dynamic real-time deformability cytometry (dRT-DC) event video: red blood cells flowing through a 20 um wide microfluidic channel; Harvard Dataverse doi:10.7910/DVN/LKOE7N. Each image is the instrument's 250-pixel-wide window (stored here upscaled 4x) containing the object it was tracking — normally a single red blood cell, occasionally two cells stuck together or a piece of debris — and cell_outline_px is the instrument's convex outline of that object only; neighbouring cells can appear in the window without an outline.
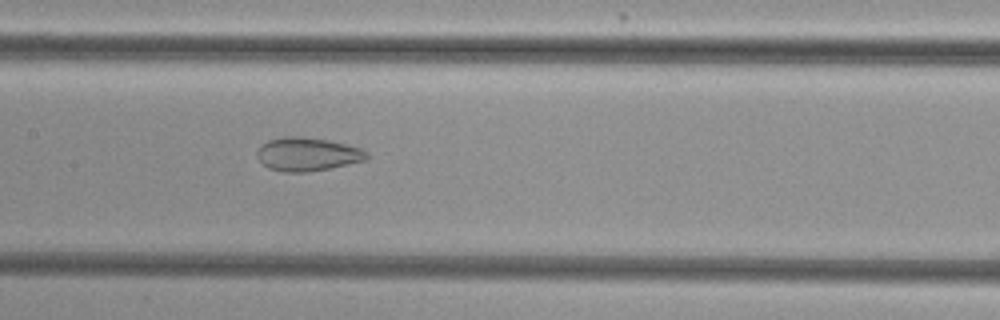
{"species": "common noctule bat (a hibernating species)", "species_latin": "Nyctalus noctula", "temperature_condition": "cold", "stored_images_in_passage": 44, "camera_frame_rate_fps": 3000, "um_per_image_px": 0.085, "animal": {"sex": "female", "body_mass_g": 29.2, "forearm_length_mm": 56.3}, "frame": {"image": 1, "passage_image": 17, "time_ms": 5.333, "image_size_px": [1000, 320], "cell_outline_px": [[368, 160], [308, 172], [284, 172], [268, 168], [256, 156], [256, 152], [268, 140], [284, 136], [300, 136], [328, 140], [360, 148], [368, 152]], "centroid_in_image_um": [26.14, 13.11], "position_along_channel_um": 181.3, "area_um2": 21.27}}
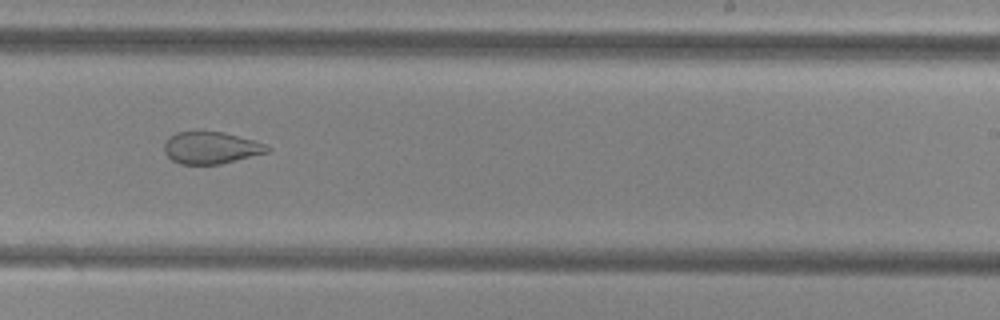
{"frame": {"image": 2, "passage_image": 24, "time_ms": 7.667, "image_size_px": [1000, 320], "cell_outline_px": [[272, 148], [268, 152], [220, 164], [180, 164], [172, 160], [164, 152], [164, 144], [176, 132], [224, 132], [252, 140], [264, 144]], "centroid_in_image_um": [17.93, 12.57], "position_along_channel_um": 271.1, "area_um2": 18.9}}
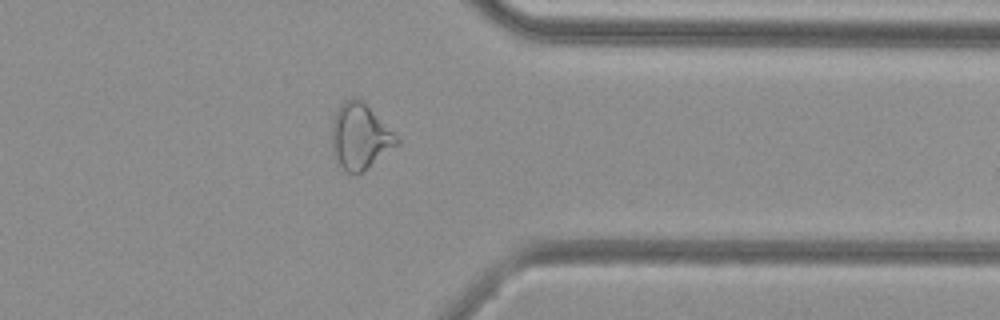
{"frame": {"image": 3, "passage_image": 33, "time_ms": 10.667, "image_size_px": [1000, 320], "cell_outline_px": [[400, 144], [356, 176], [344, 172], [332, 156], [332, 120], [340, 104], [344, 100], [352, 96], [360, 100], [400, 140]], "centroid_in_image_um": [30.54, 11.66], "position_along_channel_um": 380.9, "area_um2": 24.74}, "authors_computed_cell_mechanics": {"area_um2": 24.5072, "velocity_mm_per_s": 3.8619, "shape_relaxation_time_tau1_ms": null, "shape_relaxation_time_tau2_ms": 1.8614, "deformation_change_tau1": null, "deformation_change_tau2": 0.0901}}